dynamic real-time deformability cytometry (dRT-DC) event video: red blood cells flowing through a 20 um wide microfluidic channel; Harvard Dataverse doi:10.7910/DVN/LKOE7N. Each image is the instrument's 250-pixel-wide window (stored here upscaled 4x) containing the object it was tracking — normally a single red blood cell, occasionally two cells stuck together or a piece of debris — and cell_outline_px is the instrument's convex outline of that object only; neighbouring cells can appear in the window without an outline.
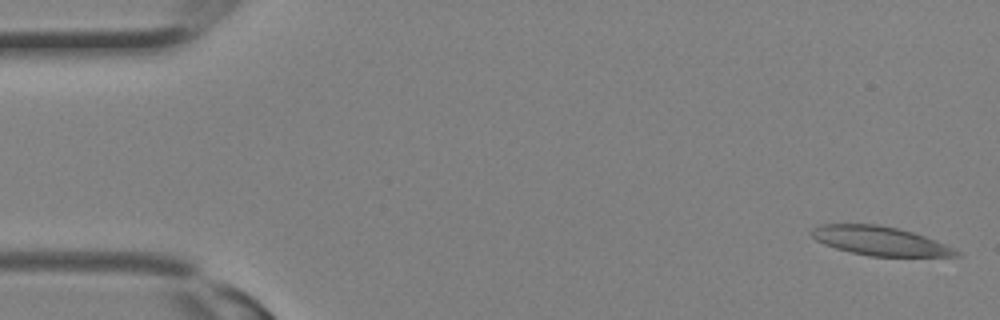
{"species": "Egyptian fruit bat (a non-hibernating species)", "species_latin": "Rousettus aegyptiacus", "temperature_condition": "room temperature", "stored_images_in_passage": 9, "camera_frame_rate_fps": 3000, "um_per_image_px": 0.085, "animal": {"sex": "female"}, "frame": {"image": 1, "passage_image": 1, "time_ms": 0.0, "image_size_px": [1000, 320], "cell_outline_px": [[960, 256], [868, 256], [836, 248], [824, 244], [816, 240], [812, 236], [812, 228], [820, 224], [876, 224], [896, 228], [912, 232], [936, 240], [960, 252]], "centroid_in_image_um": [74.77, 20.47], "position_along_channel_um": 10.2, "area_um2": 24.1}}
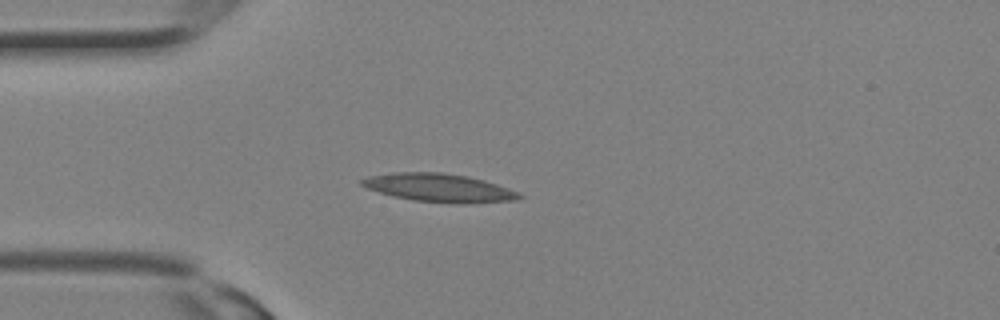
{"frame": {"image": 2, "passage_image": 8, "time_ms": 2.333, "image_size_px": [1000, 320], "cell_outline_px": [[524, 196], [516, 200], [468, 204], [452, 204], [412, 200], [380, 192], [368, 188], [360, 184], [360, 180], [368, 176], [392, 172], [444, 172], [468, 176], [484, 180], [520, 192]], "centroid_in_image_um": [37.37, 15.96], "position_along_channel_um": 47.6, "area_um2": 26.18}}